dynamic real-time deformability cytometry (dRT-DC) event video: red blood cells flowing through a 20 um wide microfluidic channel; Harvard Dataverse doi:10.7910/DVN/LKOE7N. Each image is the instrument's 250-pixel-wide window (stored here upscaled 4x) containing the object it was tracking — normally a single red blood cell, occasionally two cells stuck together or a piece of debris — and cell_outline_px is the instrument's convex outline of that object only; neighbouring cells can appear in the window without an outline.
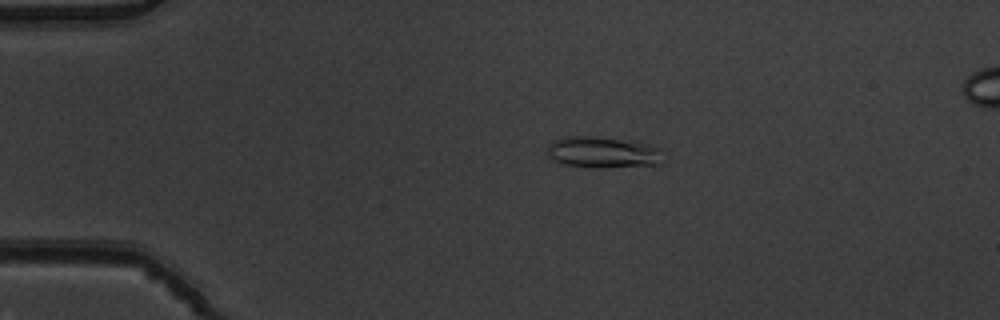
{"species": "common noctule bat (a hibernating species)", "species_latin": "Nyctalus noctula", "temperature_condition": "warm", "stored_images_in_passage": 5, "camera_frame_rate_fps": 3000, "um_per_image_px": 0.085, "animal": {"sex": "male", "body_mass_g": 19.5, "forearm_length_mm": 54.6}, "frame": {"image": 1, "passage_image": 3, "time_ms": 0.667, "image_size_px": [1000, 320], "cell_outline_px": [[660, 164], [604, 168], [592, 168], [560, 164], [548, 156], [548, 144], [552, 140], [564, 136], [592, 136], [648, 144], [656, 148]], "centroid_in_image_um": [51.09, 12.96], "position_along_channel_um": 33.9, "area_um2": 20.81}}